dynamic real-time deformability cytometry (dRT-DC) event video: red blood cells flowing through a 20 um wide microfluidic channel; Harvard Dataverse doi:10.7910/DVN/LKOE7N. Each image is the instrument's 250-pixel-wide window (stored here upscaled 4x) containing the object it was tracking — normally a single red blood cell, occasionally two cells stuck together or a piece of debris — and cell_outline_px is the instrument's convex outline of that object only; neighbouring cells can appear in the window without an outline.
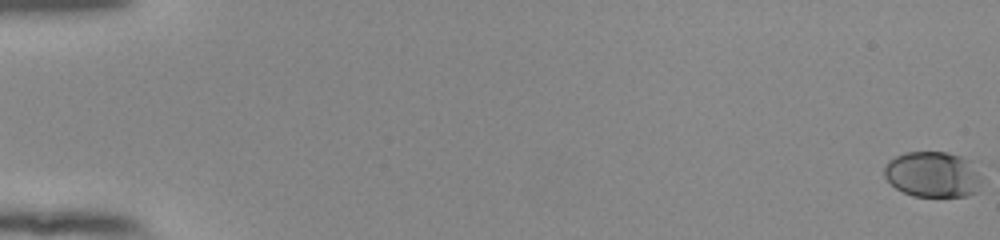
{"species": "human", "species_latin": "Homo sapiens", "temperature_condition": "room temperature", "stored_images_in_passage": 56, "camera_frame_rate_fps": 3000, "um_per_image_px": 0.085, "donor": {"sex": "female"}, "frame": {"image": 1, "passage_image": 1, "time_ms": 0.0, "image_size_px": [1000, 240], "cell_outline_px": [[980, 192], [968, 196], [912, 196], [896, 188], [884, 176], [884, 168], [888, 160], [896, 156], [908, 152], [948, 152], [972, 160], [980, 176]], "centroid_in_image_um": [79.32, 14.83], "position_along_channel_um": 5.7, "area_um2": 26.18}}
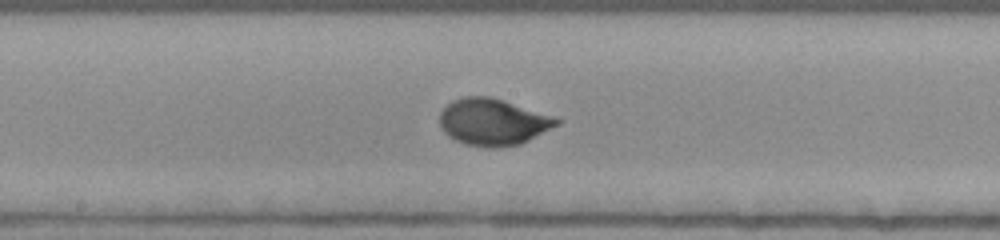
{"frame": {"image": 2, "passage_image": 32, "time_ms": 10.333, "image_size_px": [1000, 240], "cell_outline_px": [[564, 120], [560, 124], [520, 144], [500, 148], [488, 148], [464, 144], [448, 136], [440, 128], [440, 112], [452, 100], [464, 96], [488, 96]], "centroid_in_image_um": [41.87, 10.39], "position_along_channel_um": 206.3, "area_um2": 31.67}}
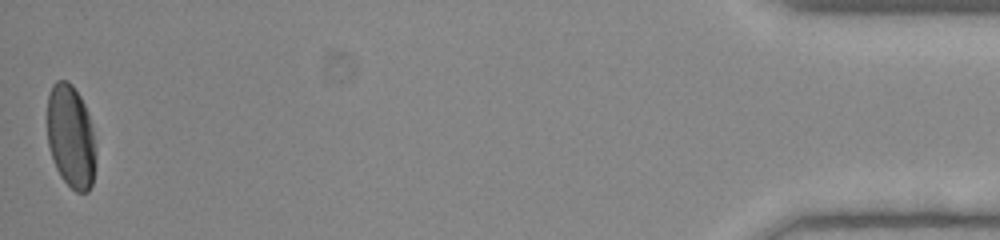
{"frame": {"image": 3, "passage_image": 56, "time_ms": 18.333, "image_size_px": [1000, 240], "cell_outline_px": [[96, 164], [92, 184], [88, 192], [76, 192], [60, 176], [56, 168], [48, 144], [48, 96], [52, 84], [56, 80], [68, 80], [72, 84], [80, 96], [88, 112], [92, 124], [96, 152]], "centroid_in_image_um": [6.04, 11.6], "position_along_channel_um": 429.2, "area_um2": 29.48}, "authors_computed_cell_mechanics": {"area_um2": 29.4202, "velocity_mm_per_s": 3.8581, "shape_relaxation_time_tau1_ms": 3.3115, "shape_relaxation_time_tau2_ms": null, "deformation_change_tau1": 0.1569, "deformation_change_tau2": null}}